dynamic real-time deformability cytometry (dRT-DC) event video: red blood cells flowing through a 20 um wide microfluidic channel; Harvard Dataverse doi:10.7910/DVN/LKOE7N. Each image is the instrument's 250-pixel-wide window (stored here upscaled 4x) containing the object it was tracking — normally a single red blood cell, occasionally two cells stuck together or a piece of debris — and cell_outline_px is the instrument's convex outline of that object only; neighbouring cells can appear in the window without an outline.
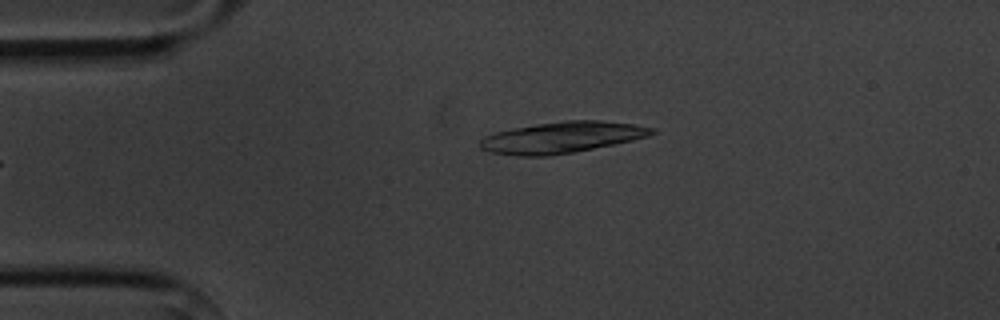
{"species": "common noctule bat (a hibernating species)", "species_latin": "Nyctalus noctula", "temperature_condition": "cold", "stored_images_in_passage": 2, "camera_frame_rate_fps": 3000, "um_per_image_px": 0.085, "animal": {"sex": "male", "body_mass_g": 20.1, "forearm_length_mm": 53.5}, "frame": {"image": 1, "passage_image": 2, "time_ms": 1.0, "image_size_px": [1000, 320], "cell_outline_px": [[656, 132], [648, 136], [632, 140], [572, 152], [548, 156], [520, 156], [492, 152], [480, 148], [480, 140], [484, 136], [496, 132], [536, 124], [564, 120], [600, 120], [632, 124], [656, 128]], "centroid_in_image_um": [47.76, 11.67], "position_along_channel_um": 37.2, "area_um2": 30.87}}